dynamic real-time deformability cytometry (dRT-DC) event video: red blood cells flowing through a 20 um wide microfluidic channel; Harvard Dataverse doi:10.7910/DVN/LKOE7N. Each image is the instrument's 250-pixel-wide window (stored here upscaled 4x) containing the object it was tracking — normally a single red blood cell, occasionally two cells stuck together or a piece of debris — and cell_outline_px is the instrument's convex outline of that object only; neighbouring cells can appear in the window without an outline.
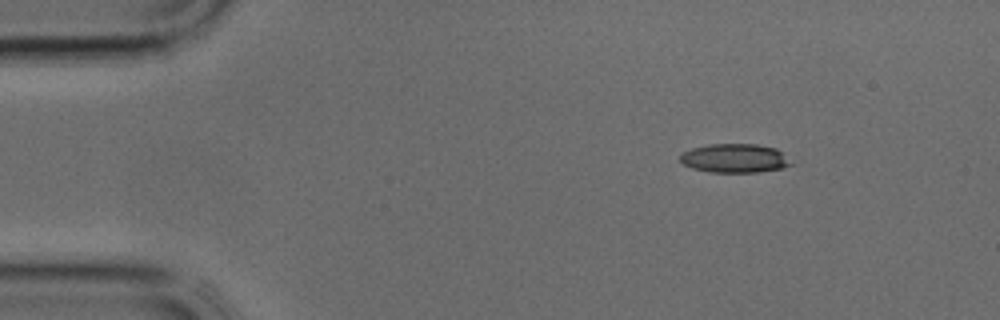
{"species": "common noctule bat (a hibernating species)", "species_latin": "Nyctalus noctula", "temperature_condition": "cold", "stored_images_in_passage": 34, "camera_frame_rate_fps": 3000, "um_per_image_px": 0.085, "animal": {"sex": "male", "body_mass_g": 17.9, "forearm_length_mm": 54.2}, "frame": {"image": 1, "passage_image": 1, "time_ms": 0.0, "image_size_px": [1000, 320], "cell_outline_px": [[792, 164], [784, 168], [756, 172], [712, 172], [692, 168], [684, 164], [680, 160], [680, 156], [684, 152], [692, 148], [708, 144], [756, 144], [776, 148], [784, 152]], "centroid_in_image_um": [62.48, 13.44], "position_along_channel_um": 22.5, "area_um2": 18.67}}
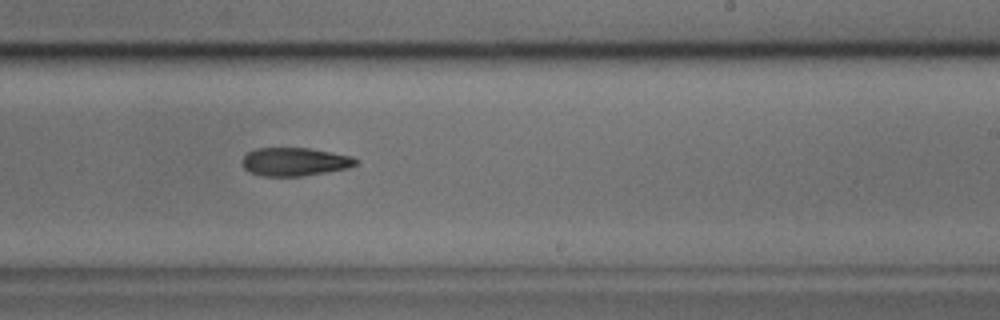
{"frame": {"image": 2, "passage_image": 19, "time_ms": 6.0, "image_size_px": [1000, 320], "cell_outline_px": [[360, 160], [356, 164], [348, 168], [300, 176], [260, 176], [248, 172], [240, 164], [240, 160], [248, 152], [256, 148], [308, 148], [332, 152], [352, 156]], "centroid_in_image_um": [25.01, 13.75], "position_along_channel_um": 264.0, "area_um2": 18.9}}
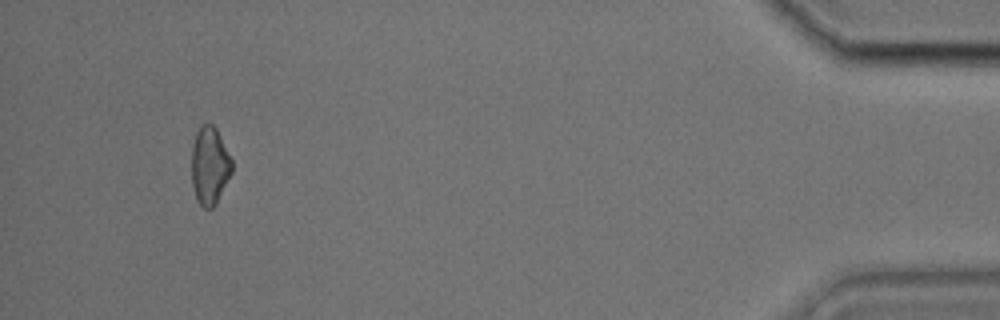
{"frame": {"image": 3, "passage_image": 32, "time_ms": 10.333, "image_size_px": [1000, 320], "cell_outline_px": [[232, 172], [216, 204], [212, 208], [204, 208], [196, 200], [192, 184], [192, 144], [196, 132], [200, 124], [212, 124], [216, 128], [232, 160]], "centroid_in_image_um": [17.81, 14.08], "position_along_channel_um": 417.4, "area_um2": 18.32}}